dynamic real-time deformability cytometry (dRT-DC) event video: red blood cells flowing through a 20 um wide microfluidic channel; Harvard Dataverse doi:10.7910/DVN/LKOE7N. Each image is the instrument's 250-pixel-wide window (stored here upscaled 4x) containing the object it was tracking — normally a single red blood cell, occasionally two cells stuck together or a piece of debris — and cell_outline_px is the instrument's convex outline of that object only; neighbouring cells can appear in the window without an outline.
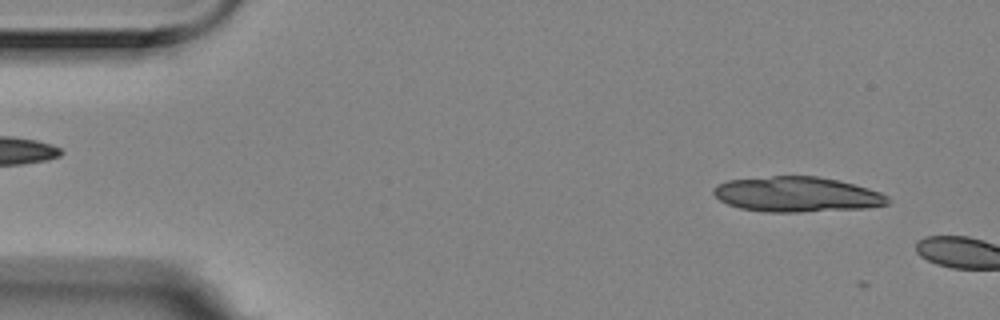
{"species": "Egyptian fruit bat (a non-hibernating species)", "species_latin": "Rousettus aegyptiacus", "temperature_condition": "room temperature", "stored_images_in_passage": 6, "segment_of_instrument_passage": [2, 2], "camera_frame_rate_fps": 3000, "um_per_image_px": 0.085, "animal": {"sex": "female"}, "frame": {"image": 1, "passage_image": 6, "time_ms": 1.667, "image_size_px": [1000, 320], "cell_outline_px": [[892, 200], [888, 204], [868, 208], [800, 212], [768, 212], [740, 208], [728, 204], [720, 200], [712, 192], [712, 188], [716, 184], [728, 180], [772, 176], [816, 176], [840, 180], [868, 188], [880, 192], [888, 196]], "centroid_in_image_um": [67.76, 16.52], "position_along_channel_um": 17.2, "area_um2": 35.95}}